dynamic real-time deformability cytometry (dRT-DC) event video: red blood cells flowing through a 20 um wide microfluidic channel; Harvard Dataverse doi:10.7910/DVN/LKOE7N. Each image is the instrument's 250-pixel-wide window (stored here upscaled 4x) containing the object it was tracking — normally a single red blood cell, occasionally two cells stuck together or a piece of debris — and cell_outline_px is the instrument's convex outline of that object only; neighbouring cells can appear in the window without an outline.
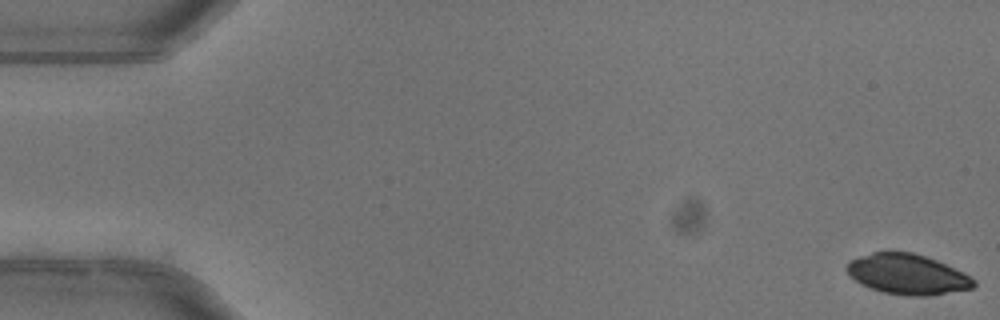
{"species": "common noctule bat (a hibernating species)", "species_latin": "Nyctalus noctula", "temperature_condition": "warm", "stored_images_in_passage": 5, "camera_frame_rate_fps": 3000, "um_per_image_px": 0.085, "animal": {"sex": "female"}, "frame": {"image": 1, "passage_image": 1, "time_ms": 0.0, "image_size_px": [1000, 320], "cell_outline_px": [[976, 284], [972, 288], [928, 296], [904, 296], [884, 292], [860, 284], [844, 268], [848, 260], [872, 252], [912, 252], [936, 260], [964, 272], [976, 280]], "centroid_in_image_um": [77.13, 23.31], "position_along_channel_um": 7.9, "area_um2": 29.77}}
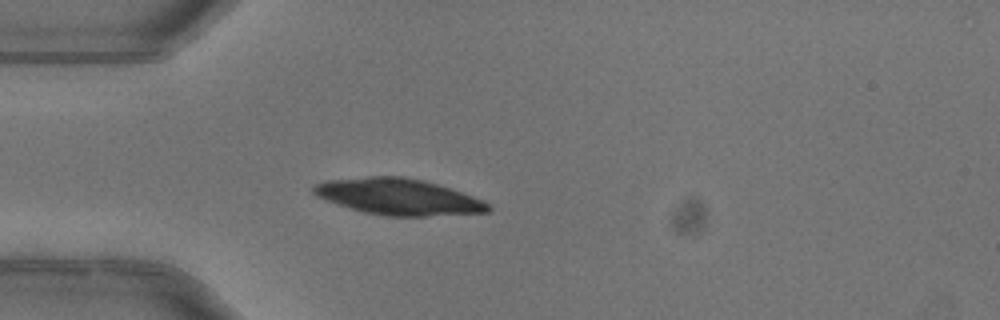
{"frame": {"image": 2, "passage_image": 5, "time_ms": 1.333, "image_size_px": [1000, 320], "cell_outline_px": [[492, 208], [488, 212], [424, 216], [384, 216], [364, 212], [336, 204], [316, 196], [312, 192], [312, 184], [328, 180], [368, 176], [404, 176], [424, 180], [484, 200]], "centroid_in_image_um": [33.81, 16.72], "position_along_channel_um": 51.2, "area_um2": 36.82}}